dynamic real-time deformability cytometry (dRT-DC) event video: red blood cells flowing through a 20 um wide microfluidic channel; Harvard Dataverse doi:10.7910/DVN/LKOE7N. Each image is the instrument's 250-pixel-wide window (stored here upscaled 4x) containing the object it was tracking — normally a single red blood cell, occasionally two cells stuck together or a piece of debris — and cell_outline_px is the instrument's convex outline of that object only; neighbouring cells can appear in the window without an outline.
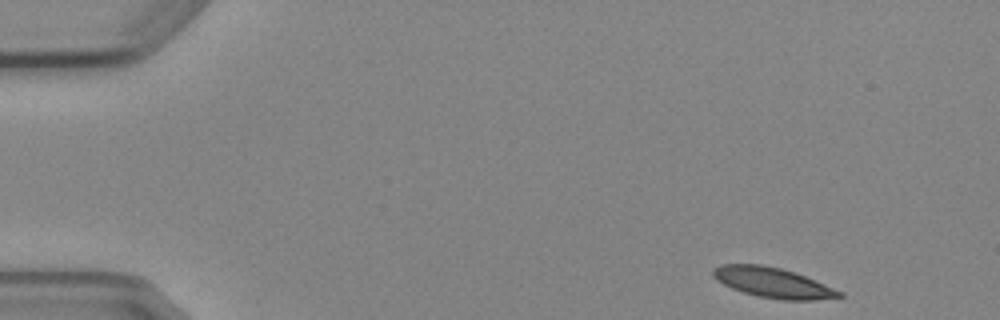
{"species": "Egyptian fruit bat (a non-hibernating species)", "species_latin": "Rousettus aegyptiacus", "temperature_condition": "cold", "stored_images_in_passage": 4, "camera_frame_rate_fps": 3000, "um_per_image_px": 0.085, "animal": {"sex": "female"}, "frame": {"image": 1, "passage_image": 1, "time_ms": 0.0, "image_size_px": [1000, 320], "cell_outline_px": [[844, 296], [816, 300], [784, 300], [756, 296], [732, 288], [716, 280], [712, 276], [712, 268], [720, 264], [760, 264], [780, 268], [796, 272], [844, 292]], "centroid_in_image_um": [65.69, 24.02], "position_along_channel_um": 19.3, "area_um2": 22.31}}
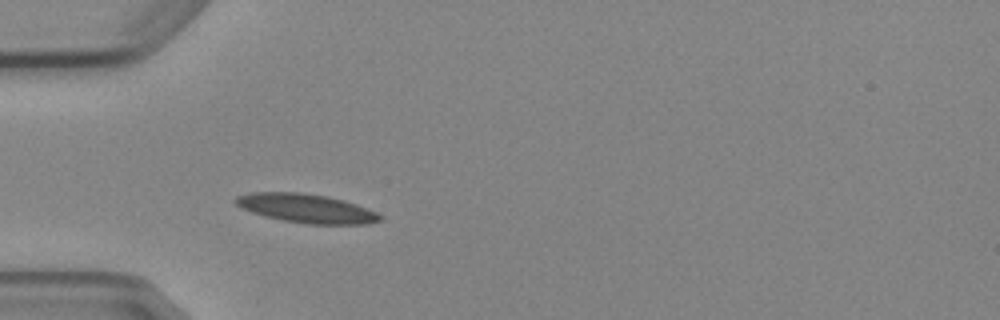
{"frame": {"image": 2, "passage_image": 4, "time_ms": 3.667, "image_size_px": [1000, 320], "cell_outline_px": [[384, 220], [368, 224], [304, 224], [264, 216], [240, 208], [232, 200], [236, 196], [248, 192], [300, 192], [328, 196], [344, 200], [356, 204], [376, 212], [384, 216]], "centroid_in_image_um": [26.03, 17.71], "position_along_channel_um": 59.0, "area_um2": 24.62}}